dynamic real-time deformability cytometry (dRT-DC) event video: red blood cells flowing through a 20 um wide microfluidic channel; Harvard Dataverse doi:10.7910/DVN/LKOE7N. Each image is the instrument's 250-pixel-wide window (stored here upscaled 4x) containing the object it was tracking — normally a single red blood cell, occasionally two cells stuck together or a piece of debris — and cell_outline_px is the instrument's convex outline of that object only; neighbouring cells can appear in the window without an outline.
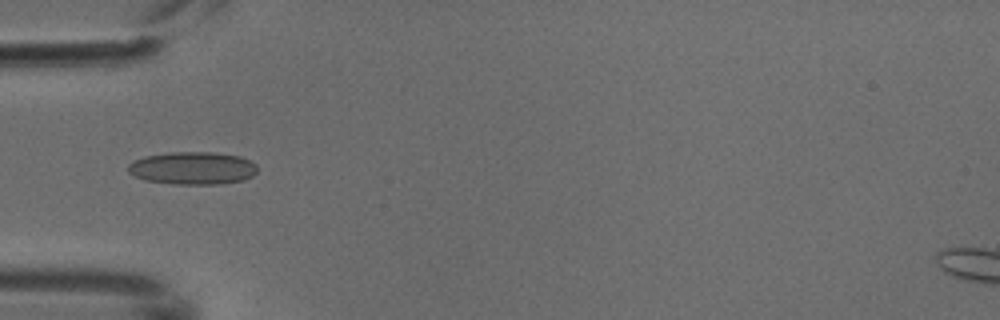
{"species": "common noctule bat (a hibernating species)", "species_latin": "Nyctalus noctula", "temperature_condition": "cold", "stored_images_in_passage": 4, "camera_frame_rate_fps": 3000, "um_per_image_px": 0.085, "animal": {"sex": "male", "body_mass_g": 18.8}, "frame": {"image": 1, "passage_image": 4, "time_ms": 1.0, "image_size_px": [1000, 320], "cell_outline_px": [[256, 172], [252, 176], [244, 180], [224, 184], [176, 184], [144, 180], [128, 172], [128, 164], [132, 160], [144, 156], [168, 152], [212, 152], [240, 156], [256, 164]], "centroid_in_image_um": [16.36, 14.29], "position_along_channel_um": 68.6, "area_um2": 24.8}}